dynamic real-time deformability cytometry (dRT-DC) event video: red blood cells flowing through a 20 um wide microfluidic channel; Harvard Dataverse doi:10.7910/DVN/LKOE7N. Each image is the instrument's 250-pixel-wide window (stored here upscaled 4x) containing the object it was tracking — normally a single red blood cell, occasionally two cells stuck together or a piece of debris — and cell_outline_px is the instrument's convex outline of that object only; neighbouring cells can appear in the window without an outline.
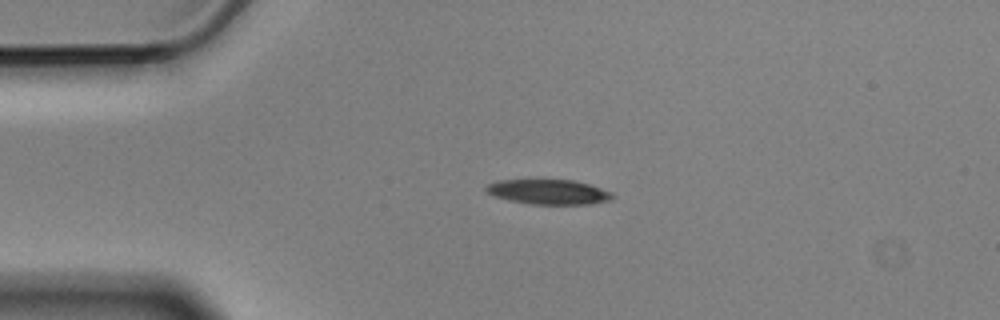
{"species": "Egyptian fruit bat (a non-hibernating species)", "species_latin": "Rousettus aegyptiacus", "temperature_condition": "cold", "stored_images_in_passage": 5, "camera_frame_rate_fps": 3000, "um_per_image_px": 0.085, "animal": {"sex": "male"}, "frame": {"image": 1, "passage_image": 3, "time_ms": 0.667, "image_size_px": [1000, 320], "cell_outline_px": [[616, 196], [612, 200], [592, 204], [528, 204], [508, 200], [496, 196], [488, 192], [484, 188], [488, 184], [500, 180], [572, 180], [588, 184], [612, 192]], "centroid_in_image_um": [46.67, 16.32], "position_along_channel_um": 38.3, "area_um2": 18.26}}
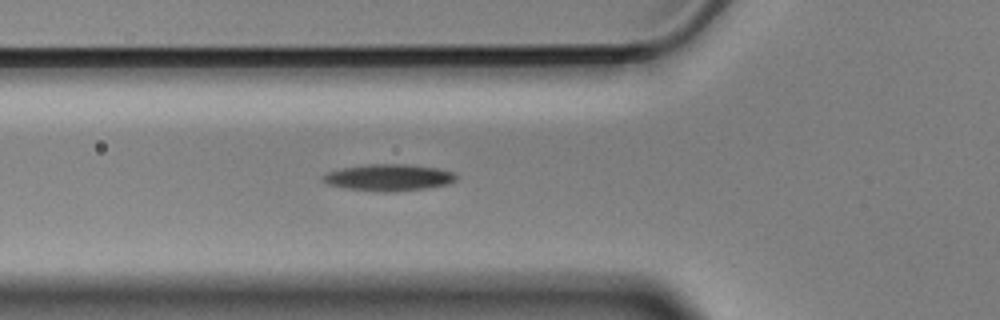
{"frame": {"image": 2, "passage_image": 5, "time_ms": 1.333, "image_size_px": [1000, 320], "cell_outline_px": [[456, 180], [448, 184], [424, 188], [396, 192], [384, 192], [348, 188], [328, 184], [320, 180], [328, 172], [344, 168], [368, 164], [404, 164], [436, 168], [456, 172]], "centroid_in_image_um": [33.07, 15.09], "position_along_channel_um": 92.7, "area_um2": 20.46}}